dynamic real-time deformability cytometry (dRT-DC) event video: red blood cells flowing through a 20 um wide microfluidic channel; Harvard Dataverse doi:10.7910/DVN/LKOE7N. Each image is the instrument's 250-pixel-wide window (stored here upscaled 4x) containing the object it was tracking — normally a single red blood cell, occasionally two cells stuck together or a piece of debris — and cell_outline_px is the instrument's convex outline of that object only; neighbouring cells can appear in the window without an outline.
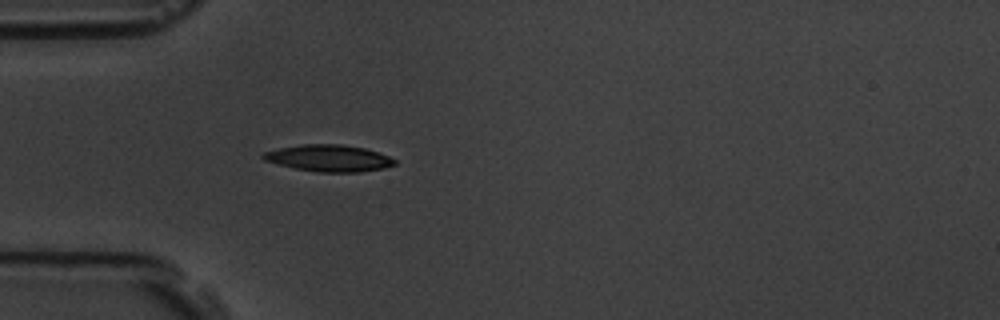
{"species": "common noctule bat (a hibernating species)", "species_latin": "Nyctalus noctula", "temperature_condition": "room temperature", "stored_images_in_passage": 3, "camera_frame_rate_fps": 3000, "um_per_image_px": 0.085, "animal": {"sex": "male", "body_mass_g": 19.5, "forearm_length_mm": 54.6}, "frame": {"image": 1, "passage_image": 3, "time_ms": 3.333, "image_size_px": [1000, 320], "cell_outline_px": [[396, 164], [384, 168], [360, 172], [320, 172], [296, 168], [264, 160], [260, 156], [264, 152], [280, 148], [304, 144], [340, 144], [364, 148], [388, 156], [396, 160]], "centroid_in_image_um": [27.97, 13.44], "position_along_channel_um": 57.0, "area_um2": 20.17}}